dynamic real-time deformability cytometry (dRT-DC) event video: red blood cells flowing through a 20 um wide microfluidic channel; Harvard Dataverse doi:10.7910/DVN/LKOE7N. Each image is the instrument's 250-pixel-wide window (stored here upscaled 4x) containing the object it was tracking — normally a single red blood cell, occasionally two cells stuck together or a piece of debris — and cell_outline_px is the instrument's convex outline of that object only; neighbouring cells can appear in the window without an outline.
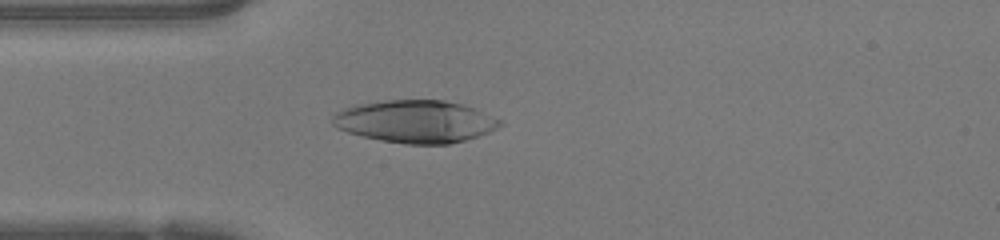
{"species": "human", "species_latin": "Homo sapiens", "temperature_condition": "warm", "stored_images_in_passage": 47, "camera_frame_rate_fps": 3000, "um_per_image_px": 0.085, "donor": {"sex": "female"}, "frame": {"image": 1, "passage_image": 12, "time_ms": 3.667, "image_size_px": [1000, 240], "cell_outline_px": [[504, 124], [488, 132], [464, 140], [448, 144], [404, 144], [364, 136], [348, 132], [336, 128], [332, 124], [332, 116], [336, 112], [344, 108], [356, 104], [384, 100], [444, 100], [460, 104], [472, 108], [500, 120]], "centroid_in_image_um": [35.26, 10.32], "position_along_channel_um": 49.7, "area_um2": 41.04}}
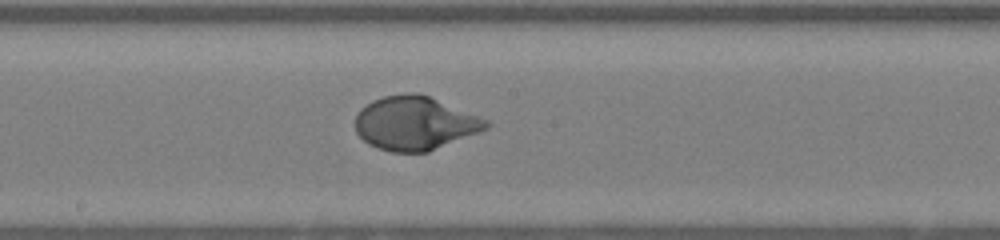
{"frame": {"image": 2, "passage_image": 24, "time_ms": 7.667, "image_size_px": [1000, 240], "cell_outline_px": [[492, 124], [488, 128], [480, 132], [428, 152], [392, 152], [376, 148], [368, 144], [356, 132], [356, 116], [360, 108], [372, 100], [384, 96], [404, 92], [416, 92], [428, 96], [480, 116], [488, 120]], "centroid_in_image_um": [35.27, 10.47], "position_along_channel_um": 212.9, "area_um2": 41.15}}
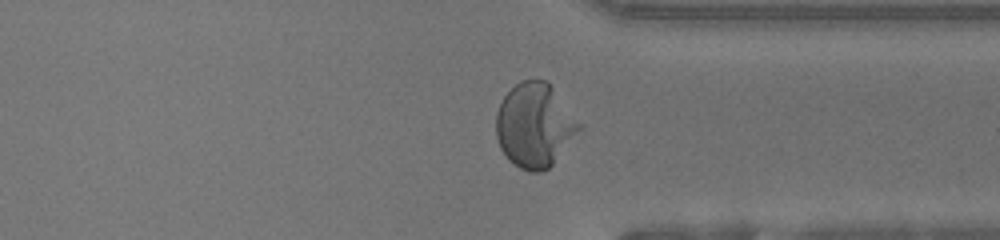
{"frame": {"image": 3, "passage_image": 35, "time_ms": 11.333, "image_size_px": [1000, 240], "cell_outline_px": [[584, 128], [552, 164], [548, 168], [540, 172], [528, 172], [520, 168], [508, 160], [500, 148], [496, 136], [496, 112], [504, 96], [520, 80], [544, 80], [552, 88], [584, 124]], "centroid_in_image_um": [45.47, 10.67], "position_along_channel_um": 365.9, "area_um2": 40.92}, "authors_computed_cell_mechanics": {"area_um2": 41.3848, "velocity_mm_per_s": 4.2269, "shape_relaxation_time_tau1_ms": 3.3742, "shape_relaxation_time_tau2_ms": null, "deformation_change_tau1": 0.2714, "deformation_change_tau2": null}}